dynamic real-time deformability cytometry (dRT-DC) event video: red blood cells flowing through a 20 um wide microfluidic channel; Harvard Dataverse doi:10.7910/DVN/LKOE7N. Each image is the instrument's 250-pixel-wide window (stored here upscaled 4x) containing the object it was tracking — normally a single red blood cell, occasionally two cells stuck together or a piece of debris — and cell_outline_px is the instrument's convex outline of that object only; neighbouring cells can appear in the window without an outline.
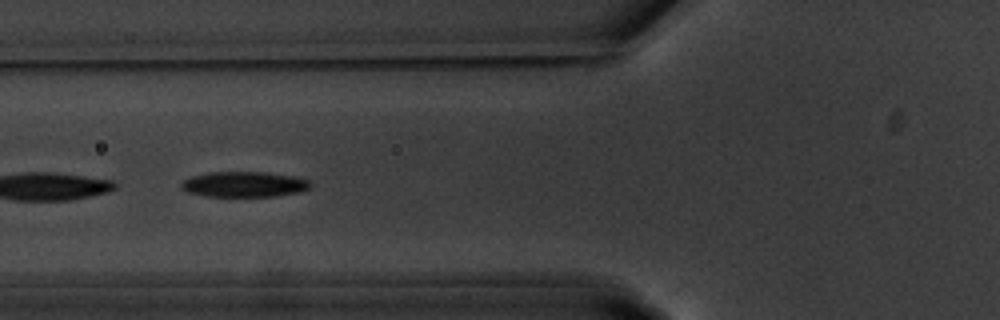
{"species": "common noctule bat (a hibernating species)", "species_latin": "Nyctalus noctula", "temperature_condition": "warm", "stored_images_in_passage": 15, "camera_frame_rate_fps": 3000, "um_per_image_px": 0.085, "animal": {"sex": "male", "body_mass_g": 20.1, "forearm_length_mm": 53.5}, "frame": {"image": 1, "passage_image": 7, "time_ms": 2.0, "image_size_px": [1000, 320], "cell_outline_px": [[312, 184], [308, 188], [300, 192], [276, 196], [204, 196], [188, 192], [180, 188], [180, 184], [184, 180], [192, 176], [208, 172], [260, 172], [296, 176], [312, 180]], "centroid_in_image_um": [20.77, 15.66], "position_along_channel_um": 105.0, "area_um2": 19.25}}